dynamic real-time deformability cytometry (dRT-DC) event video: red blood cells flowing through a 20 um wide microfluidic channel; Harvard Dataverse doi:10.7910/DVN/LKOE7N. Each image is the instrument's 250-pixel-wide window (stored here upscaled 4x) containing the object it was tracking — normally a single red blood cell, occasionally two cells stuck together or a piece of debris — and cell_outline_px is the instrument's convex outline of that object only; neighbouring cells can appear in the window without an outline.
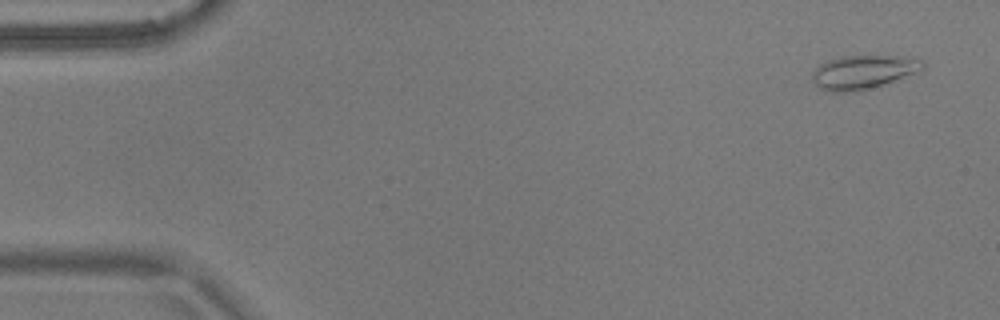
{"species": "common noctule bat (a hibernating species)", "species_latin": "Nyctalus noctula", "temperature_condition": "warm", "stored_images_in_passage": 55, "camera_frame_rate_fps": 3000, "um_per_image_px": 0.085, "animal": {"sex": "male", "body_mass_g": 17.9}, "frame": {"image": 1, "passage_image": 3, "time_ms": 0.667, "image_size_px": [1000, 320], "cell_outline_px": [[924, 68], [916, 72], [880, 84], [864, 88], [844, 92], [832, 92], [820, 88], [812, 80], [812, 72], [820, 64], [828, 60], [840, 56], [904, 56], [924, 60]], "centroid_in_image_um": [73.34, 6.09], "position_along_channel_um": 11.7, "area_um2": 21.1}}
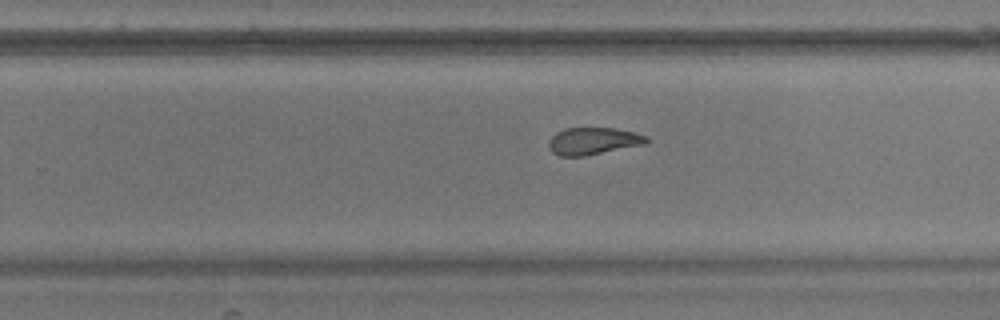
{"frame": {"image": 2, "passage_image": 35, "time_ms": 11.333, "image_size_px": [1000, 320], "cell_outline_px": [[652, 140], [648, 144], [584, 156], [560, 156], [552, 152], [548, 144], [548, 140], [556, 132], [564, 128], [616, 128], [636, 132], [648, 136]], "centroid_in_image_um": [50.49, 11.98], "position_along_channel_um": 279.3, "area_um2": 15.84}}
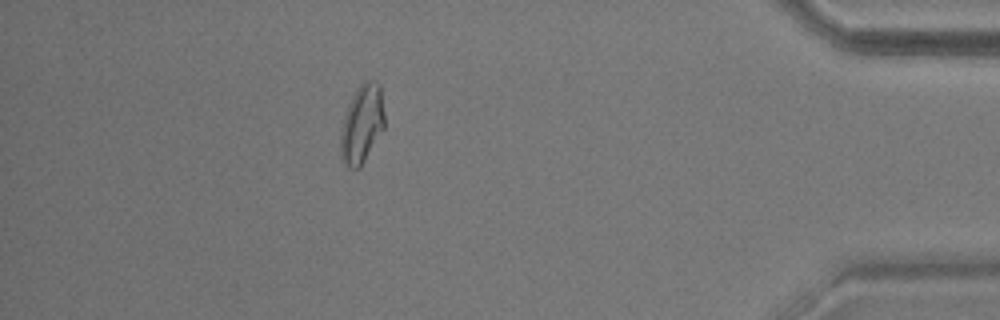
{"frame": {"image": 3, "passage_image": 49, "time_ms": 16.0, "image_size_px": [1000, 320], "cell_outline_px": [[384, 128], [360, 168], [348, 168], [344, 164], [340, 156], [340, 128], [348, 104], [356, 88], [364, 80], [376, 80], [380, 84], [384, 112]], "centroid_in_image_um": [30.75, 10.53], "position_along_channel_um": 404.5, "area_um2": 20.4}, "authors_computed_cell_mechanics": {"area_um2": 17.9758, "velocity_mm_per_s": 3.6497, "shape_relaxation_time_tau1_ms": 7.7151, "shape_relaxation_time_tau2_ms": 1.5334, "deformation_change_tau1": 0.1761, "deformation_change_tau2": 0.0736}}